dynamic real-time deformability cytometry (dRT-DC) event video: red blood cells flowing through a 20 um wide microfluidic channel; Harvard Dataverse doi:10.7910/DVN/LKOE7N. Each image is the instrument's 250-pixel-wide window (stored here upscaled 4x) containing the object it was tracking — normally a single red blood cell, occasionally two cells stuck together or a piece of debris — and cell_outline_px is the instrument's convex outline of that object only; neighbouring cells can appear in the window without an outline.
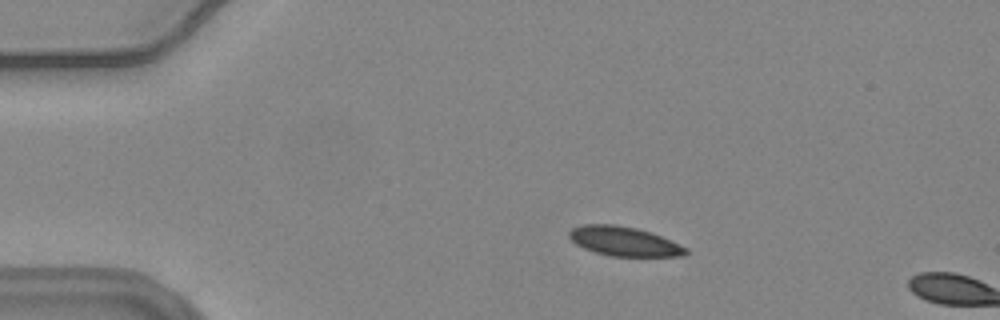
{"species": "common noctule bat (a hibernating species)", "species_latin": "Nyctalus noctula", "temperature_condition": "warm", "stored_images_in_passage": 13, "camera_frame_rate_fps": 3000, "um_per_image_px": 0.085, "animal": {"sex": "female", "body_mass_g": 24.6, "forearm_length_mm": 56.2}, "frame": {"image": 1, "passage_image": 11, "time_ms": 3.333, "image_size_px": [1000, 320], "cell_outline_px": [[688, 252], [684, 256], [612, 256], [596, 252], [584, 248], [576, 244], [568, 236], [568, 232], [572, 228], [584, 224], [616, 224], [636, 228], [652, 232], [688, 248]], "centroid_in_image_um": [53.05, 20.5], "position_along_channel_um": 31.9, "area_um2": 19.94}}